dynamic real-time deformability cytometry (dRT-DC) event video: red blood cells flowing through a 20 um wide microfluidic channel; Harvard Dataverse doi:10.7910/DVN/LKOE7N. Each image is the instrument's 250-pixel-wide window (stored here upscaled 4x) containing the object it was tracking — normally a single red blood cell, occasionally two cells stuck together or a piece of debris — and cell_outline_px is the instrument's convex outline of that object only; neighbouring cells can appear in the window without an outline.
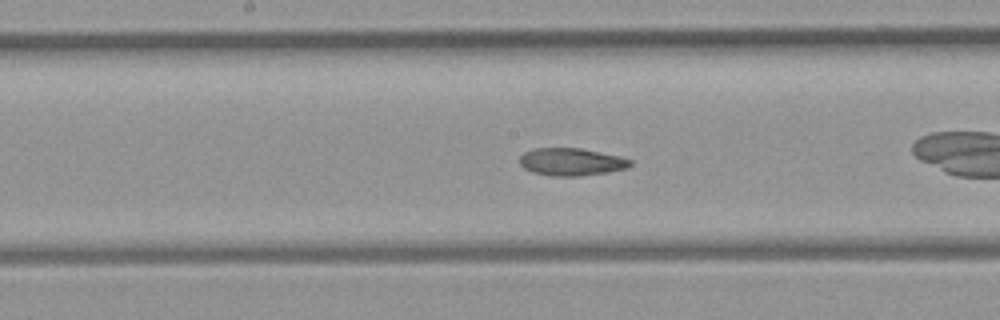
{"species": "common noctule bat (a hibernating species)", "species_latin": "Nyctalus noctula", "temperature_condition": "room temperature", "stored_images_in_passage": 40, "camera_frame_rate_fps": 3000, "um_per_image_px": 0.085, "animal": {"sex": "female", "body_mass_g": 21.9}, "frame": {"image": 1, "passage_image": 18, "time_ms": 5.667, "image_size_px": [1000, 320], "cell_outline_px": [[632, 164], [628, 168], [608, 172], [580, 176], [552, 176], [532, 172], [524, 168], [520, 164], [520, 156], [524, 152], [532, 148], [580, 148], [620, 156], [632, 160]], "centroid_in_image_um": [48.56, 13.76], "position_along_channel_um": 199.6, "area_um2": 17.86}}